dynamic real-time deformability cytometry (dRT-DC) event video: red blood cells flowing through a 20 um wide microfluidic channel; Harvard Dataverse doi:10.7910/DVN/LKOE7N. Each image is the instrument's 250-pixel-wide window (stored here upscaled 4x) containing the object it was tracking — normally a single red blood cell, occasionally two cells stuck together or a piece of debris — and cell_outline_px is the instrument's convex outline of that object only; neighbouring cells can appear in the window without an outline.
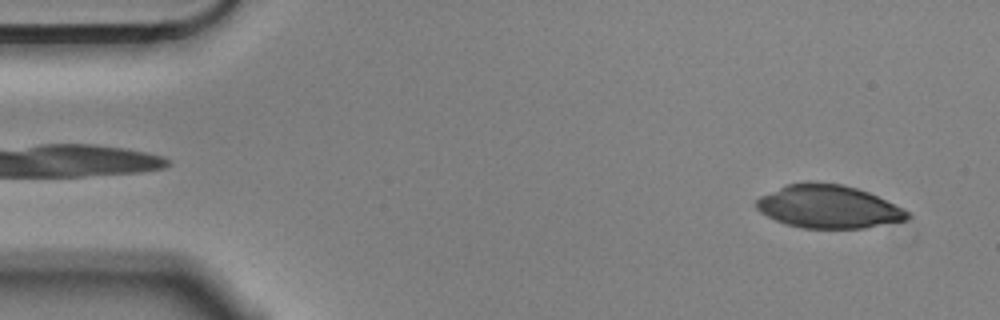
{"species": "Egyptian fruit bat (a non-hibernating species)", "species_latin": "Rousettus aegyptiacus", "temperature_condition": "cold", "stored_images_in_passage": 4, "camera_frame_rate_fps": 3000, "um_per_image_px": 0.085, "animal": {"sex": "male"}, "frame": {"image": 1, "passage_image": 1, "time_ms": 0.0, "image_size_px": [1000, 320], "cell_outline_px": [[912, 216], [904, 220], [864, 228], [804, 228], [788, 224], [776, 220], [760, 212], [756, 208], [756, 200], [760, 196], [788, 184], [840, 184], [856, 188], [868, 192], [908, 212]], "centroid_in_image_um": [70.39, 17.59], "position_along_channel_um": 14.6, "area_um2": 36.76}}